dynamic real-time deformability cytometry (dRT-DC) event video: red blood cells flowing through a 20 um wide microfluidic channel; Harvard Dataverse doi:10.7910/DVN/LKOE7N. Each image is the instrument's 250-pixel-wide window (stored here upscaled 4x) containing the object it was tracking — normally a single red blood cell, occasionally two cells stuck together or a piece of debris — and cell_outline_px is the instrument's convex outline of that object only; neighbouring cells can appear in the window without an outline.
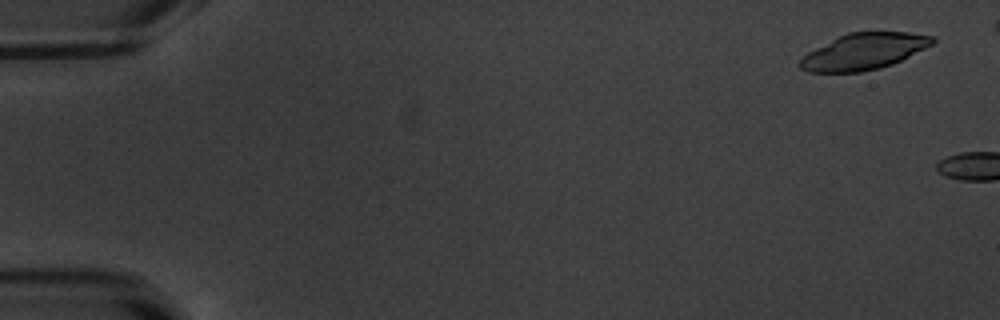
{"species": "common noctule bat (a hibernating species)", "species_latin": "Nyctalus noctula", "temperature_condition": "warm", "stored_images_in_passage": 6, "camera_frame_rate_fps": 3000, "um_per_image_px": 0.085, "animal": {"sex": "male", "body_mass_g": 20.1, "forearm_length_mm": 53.5}, "frame": {"image": 1, "passage_image": 3, "time_ms": 0.667, "image_size_px": [1000, 320], "cell_outline_px": [[936, 40], [932, 44], [892, 64], [880, 68], [860, 72], [808, 72], [800, 68], [800, 60], [808, 52], [848, 32], [908, 32], [936, 36]], "centroid_in_image_um": [73.44, 4.37], "position_along_channel_um": 11.6, "area_um2": 27.63}}